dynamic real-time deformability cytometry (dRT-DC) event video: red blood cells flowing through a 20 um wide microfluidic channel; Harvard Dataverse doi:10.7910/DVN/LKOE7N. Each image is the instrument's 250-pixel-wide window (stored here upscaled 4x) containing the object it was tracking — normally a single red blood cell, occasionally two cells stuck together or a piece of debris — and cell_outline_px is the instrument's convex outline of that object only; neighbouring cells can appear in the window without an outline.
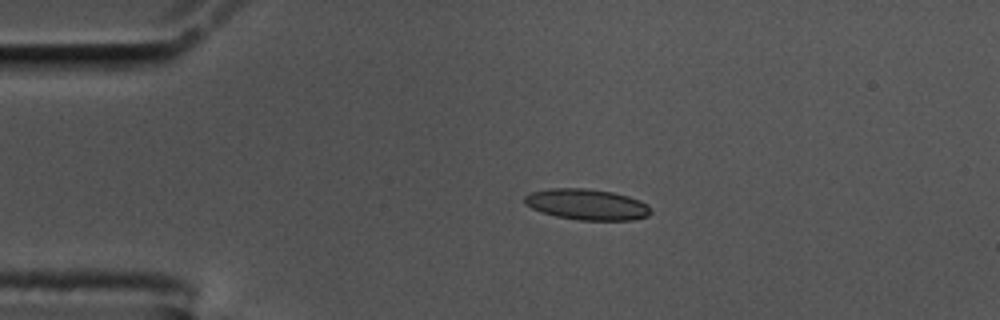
{"species": "common noctule bat (a hibernating species)", "species_latin": "Nyctalus noctula", "temperature_condition": "cold", "stored_images_in_passage": 46, "camera_frame_rate_fps": 3000, "um_per_image_px": 0.085, "animal": {"sex": "male", "body_mass_g": 17.5, "forearm_length_mm": 52.3}, "frame": {"image": 1, "passage_image": 1, "time_ms": 0.0, "image_size_px": [1000, 320], "cell_outline_px": [[652, 212], [648, 216], [632, 220], [580, 220], [556, 216], [540, 212], [524, 204], [524, 196], [528, 192], [548, 188], [584, 188], [612, 192], [628, 196], [640, 200], [648, 204]], "centroid_in_image_um": [49.86, 17.37], "position_along_channel_um": 35.1, "area_um2": 22.95}}
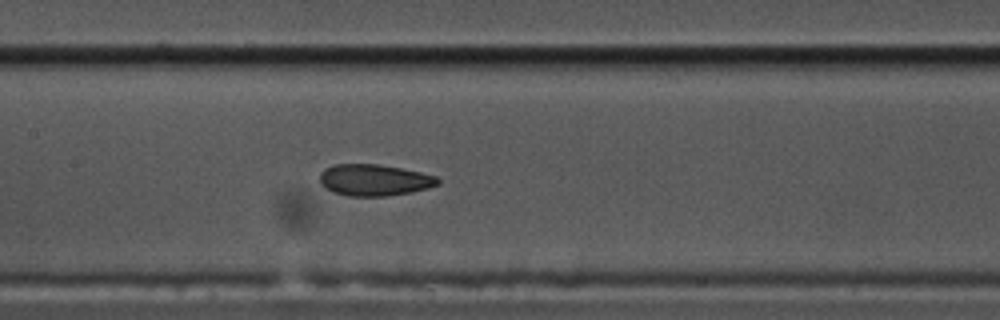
{"frame": {"image": 2, "passage_image": 16, "time_ms": 5.0, "image_size_px": [1000, 320], "cell_outline_px": [[440, 184], [428, 188], [412, 192], [384, 196], [348, 196], [332, 192], [324, 188], [320, 184], [320, 172], [324, 168], [332, 164], [380, 164], [420, 172], [436, 176], [440, 180]], "centroid_in_image_um": [31.78, 15.3], "position_along_channel_um": 175.6, "area_um2": 21.91}}
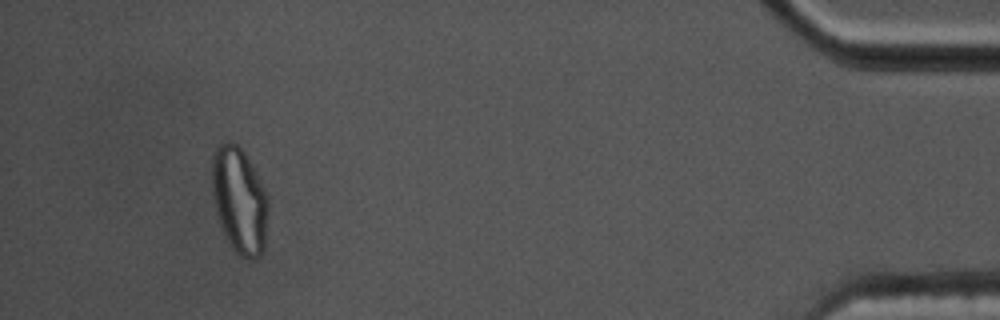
{"frame": {"image": 3, "passage_image": 42, "time_ms": 13.667, "image_size_px": [1000, 320], "cell_outline_px": [[268, 212], [264, 252], [256, 260], [248, 260], [240, 256], [232, 248], [220, 224], [216, 212], [212, 192], [212, 156], [216, 148], [220, 144], [228, 140], [240, 144], [256, 172], [268, 196]], "centroid_in_image_um": [20.37, 17.03], "position_along_channel_um": 414.8, "area_um2": 35.26}, "authors_computed_cell_mechanics": {"area_um2": 22.9755, "velocity_mm_per_s": 3.5415, "shape_relaxation_time_tau1_ms": null, "shape_relaxation_time_tau2_ms": 1.908, "deformation_change_tau1": null, "deformation_change_tau2": 0.0798}}